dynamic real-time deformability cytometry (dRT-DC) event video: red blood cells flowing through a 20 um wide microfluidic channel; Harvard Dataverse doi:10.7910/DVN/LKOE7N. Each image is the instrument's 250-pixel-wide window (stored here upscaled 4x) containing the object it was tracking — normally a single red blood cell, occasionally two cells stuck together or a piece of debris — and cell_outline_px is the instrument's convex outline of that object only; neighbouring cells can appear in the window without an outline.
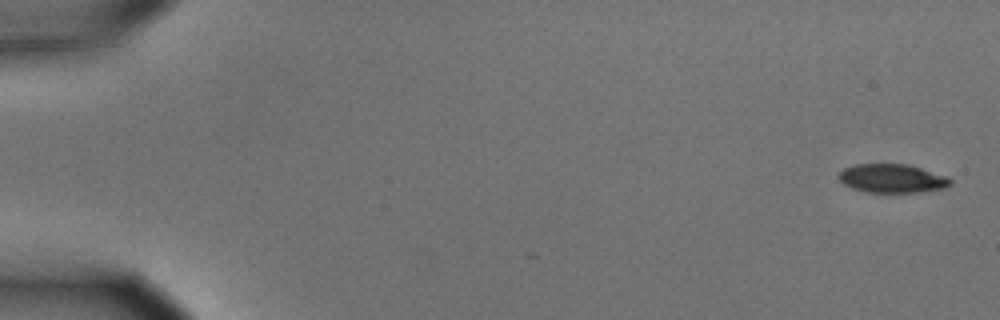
{"species": "common noctule bat (a hibernating species)", "species_latin": "Nyctalus noctula", "temperature_condition": "cold", "stored_images_in_passage": 15, "camera_frame_rate_fps": 3000, "um_per_image_px": 0.085, "animal": {"sex": "male", "body_mass_g": 15.6}, "frame": {"image": 1, "passage_image": 1, "time_ms": 0.0, "image_size_px": [1000, 320], "cell_outline_px": [[952, 184], [944, 188], [916, 192], [868, 192], [852, 188], [844, 184], [836, 176], [844, 168], [856, 164], [908, 164], [944, 176], [952, 180]], "centroid_in_image_um": [75.79, 15.16], "position_along_channel_um": 9.2, "area_um2": 18.44}}
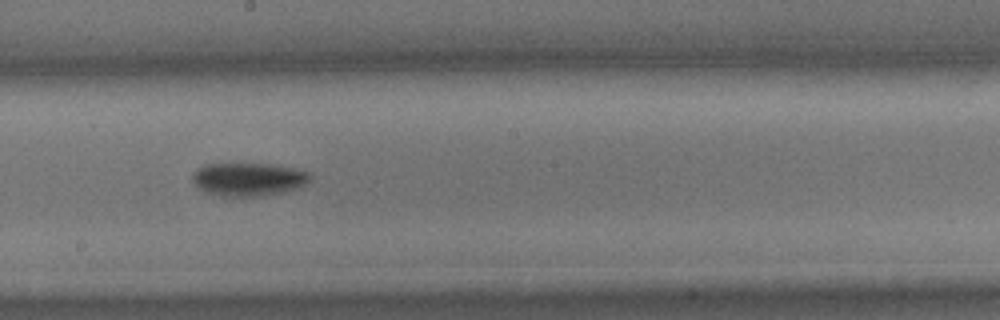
{"frame": {"image": 2, "passage_image": 9, "time_ms": 2.667, "image_size_px": [1000, 320], "cell_outline_px": [[312, 176], [304, 184], [296, 188], [284, 192], [260, 196], [220, 196], [200, 188], [192, 180], [192, 172], [196, 168], [204, 164], [272, 164], [312, 172]], "centroid_in_image_um": [21.12, 15.22], "position_along_channel_um": 227.1, "area_um2": 22.66}}
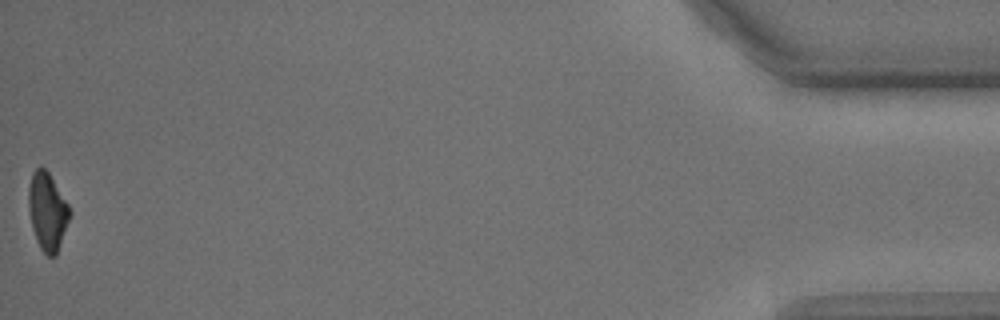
{"frame": {"image": 3, "passage_image": 15, "time_ms": 4.667, "image_size_px": [1000, 320], "cell_outline_px": [[72, 212], [56, 256], [48, 256], [40, 248], [32, 228], [28, 208], [28, 188], [32, 172], [40, 164], [48, 172], [68, 204]], "centroid_in_image_um": [4.02, 17.96], "position_along_channel_um": 431.2, "area_um2": 18.67}}